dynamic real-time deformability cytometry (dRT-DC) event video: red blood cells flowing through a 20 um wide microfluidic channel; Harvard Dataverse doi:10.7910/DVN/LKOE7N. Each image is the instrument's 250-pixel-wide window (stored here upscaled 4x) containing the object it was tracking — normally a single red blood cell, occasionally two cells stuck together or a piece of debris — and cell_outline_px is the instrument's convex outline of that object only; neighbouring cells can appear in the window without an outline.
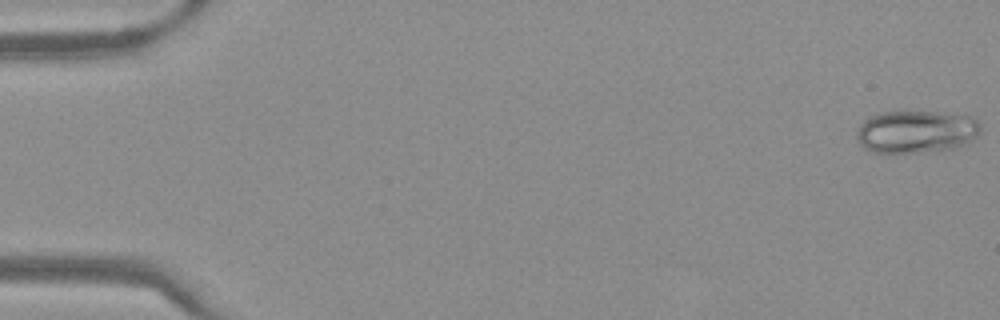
{"species": "Egyptian fruit bat (a non-hibernating species)", "species_latin": "Rousettus aegyptiacus", "temperature_condition": "warm", "stored_images_in_passage": 50, "camera_frame_rate_fps": 3000, "um_per_image_px": 0.085, "frame": {"image": 1, "passage_image": 1, "time_ms": 0.0, "image_size_px": [1000, 320], "cell_outline_px": [[980, 132], [972, 140], [956, 148], [920, 152], [872, 152], [864, 148], [860, 144], [856, 136], [856, 128], [868, 116], [880, 112], [900, 108], [964, 112], [972, 116], [980, 124]], "centroid_in_image_um": [77.89, 11.1], "position_along_channel_um": 7.1, "area_um2": 32.43}}
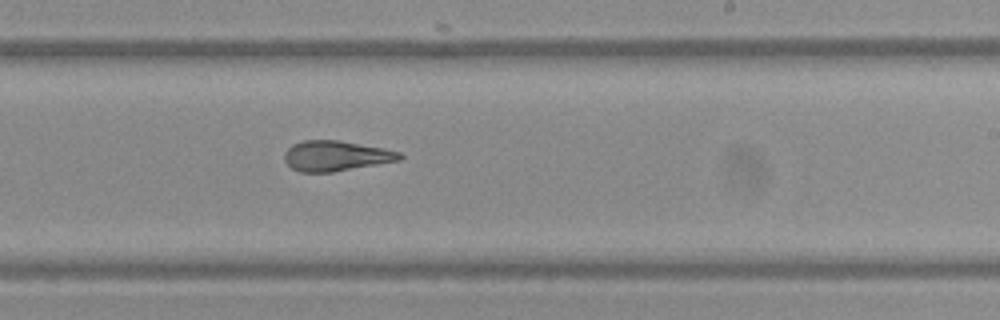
{"frame": {"image": 2, "passage_image": 31, "time_ms": 10.0, "image_size_px": [1000, 320], "cell_outline_px": [[404, 156], [400, 160], [332, 172], [300, 172], [292, 168], [284, 160], [284, 152], [292, 144], [304, 140], [340, 140], [384, 148], [400, 152]], "centroid_in_image_um": [28.54, 13.24], "position_along_channel_um": 260.5, "area_um2": 20.35}}
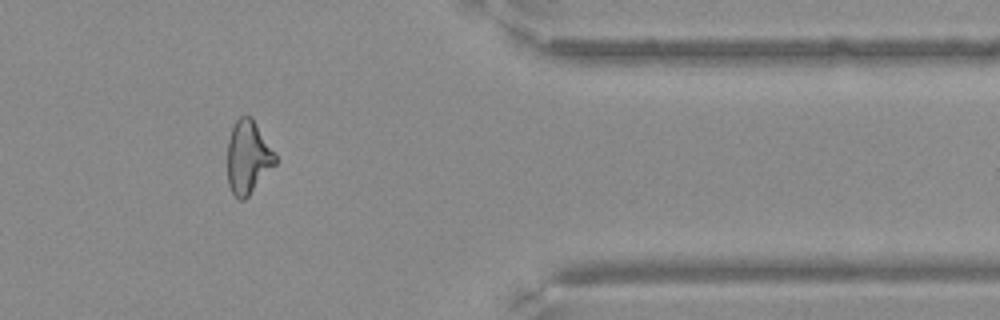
{"frame": {"image": 3, "passage_image": 42, "time_ms": 13.667, "image_size_px": [1000, 320], "cell_outline_px": [[276, 164], [248, 196], [244, 200], [240, 200], [232, 192], [228, 184], [228, 140], [232, 128], [236, 120], [240, 116], [252, 116], [276, 156]], "centroid_in_image_um": [21.07, 13.36], "position_along_channel_um": 390.3, "area_um2": 20.17}}